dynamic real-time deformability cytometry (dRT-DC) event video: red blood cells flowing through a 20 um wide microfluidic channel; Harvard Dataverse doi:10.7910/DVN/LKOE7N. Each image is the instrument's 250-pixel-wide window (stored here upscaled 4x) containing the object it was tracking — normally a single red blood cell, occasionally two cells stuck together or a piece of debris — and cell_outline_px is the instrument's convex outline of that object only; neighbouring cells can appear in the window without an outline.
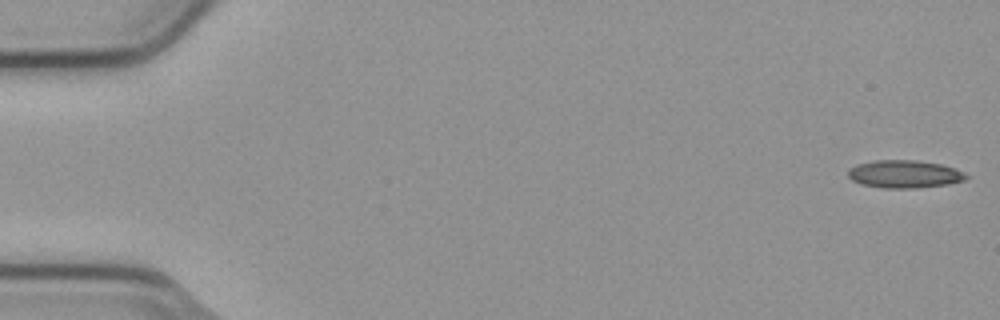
{"species": "common noctule bat (a hibernating species)", "species_latin": "Nyctalus noctula", "temperature_condition": "cold", "stored_images_in_passage": 4, "camera_frame_rate_fps": 3000, "um_per_image_px": 0.085, "animal": {"sex": "male", "body_mass_g": 23.1, "forearm_length_mm": 52.7}, "frame": {"image": 1, "passage_image": 1, "time_ms": 0.0, "image_size_px": [1000, 320], "cell_outline_px": [[968, 176], [964, 180], [948, 184], [916, 188], [884, 188], [860, 184], [852, 180], [848, 176], [848, 168], [860, 164], [876, 160], [916, 160], [940, 164], [956, 168]], "centroid_in_image_um": [76.86, 14.8], "position_along_channel_um": 8.1, "area_um2": 19.02}}